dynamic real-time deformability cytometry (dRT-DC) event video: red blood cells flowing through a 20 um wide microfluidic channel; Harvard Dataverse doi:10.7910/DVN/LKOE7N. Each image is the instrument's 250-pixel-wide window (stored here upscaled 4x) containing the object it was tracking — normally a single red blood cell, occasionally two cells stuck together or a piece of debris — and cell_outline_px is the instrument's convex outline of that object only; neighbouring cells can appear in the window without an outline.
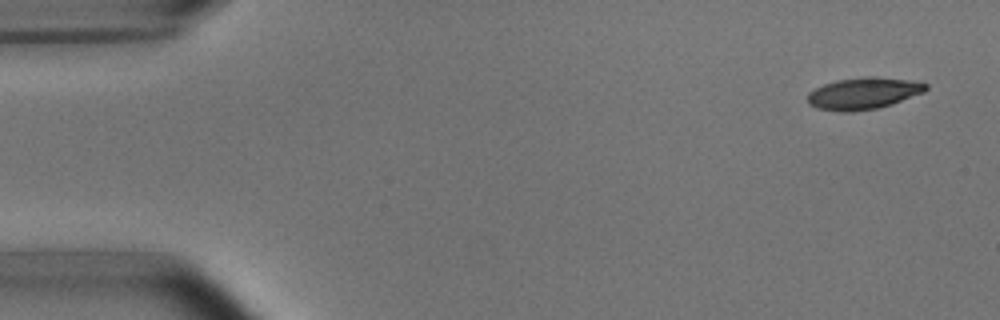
{"species": "common noctule bat (a hibernating species)", "species_latin": "Nyctalus noctula", "temperature_condition": "room temperature", "stored_images_in_passage": 12, "camera_frame_rate_fps": 3000, "um_per_image_px": 0.085, "animal": {"sex": "male", "body_mass_g": 15.6}, "frame": {"image": 1, "passage_image": 1, "time_ms": 0.0, "image_size_px": [1000, 320], "cell_outline_px": [[928, 88], [924, 92], [892, 104], [876, 108], [848, 112], [844, 112], [816, 108], [808, 104], [808, 92], [824, 84], [836, 80], [868, 76], [876, 76], [908, 80], [928, 84]], "centroid_in_image_um": [73.38, 7.93], "position_along_channel_um": 11.6, "area_um2": 21.79}}
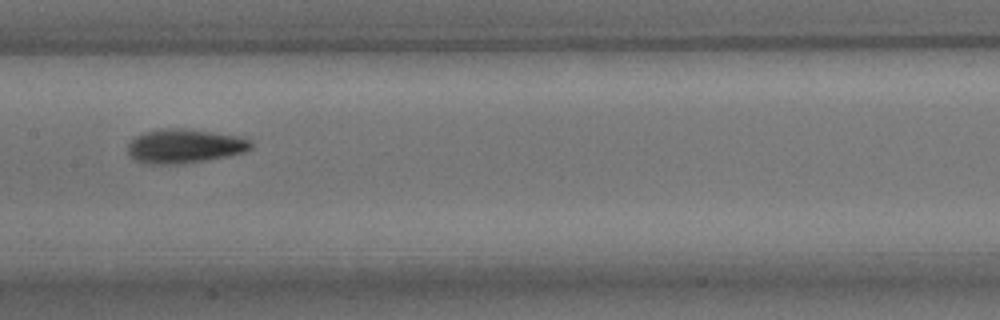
{"frame": {"image": 2, "passage_image": 7, "time_ms": 8.0, "image_size_px": [1000, 320], "cell_outline_px": [[252, 148], [244, 152], [228, 156], [180, 164], [144, 164], [128, 156], [128, 144], [136, 136], [144, 132], [160, 128], [184, 128], [236, 136], [252, 140]], "centroid_in_image_um": [15.65, 12.42], "position_along_channel_um": 191.7, "area_um2": 24.51}}
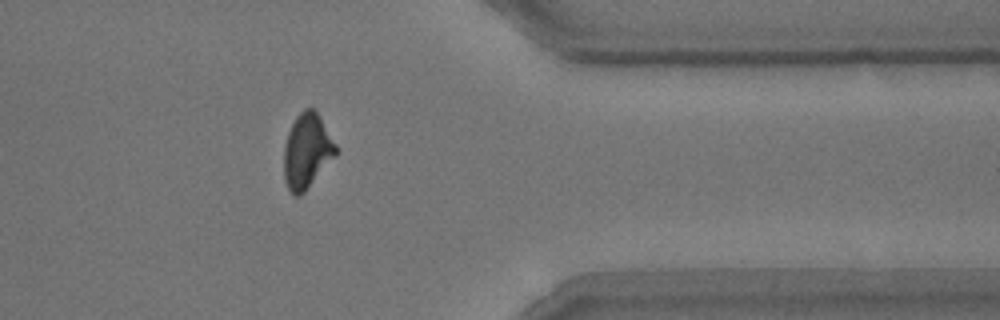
{"frame": {"image": 3, "passage_image": 12, "time_ms": 13.667, "image_size_px": [1000, 320], "cell_outline_px": [[340, 152], [304, 192], [300, 196], [292, 196], [284, 180], [284, 148], [288, 132], [296, 116], [304, 108], [312, 108], [320, 116], [336, 144]], "centroid_in_image_um": [26.11, 12.85], "position_along_channel_um": 385.3, "area_um2": 22.83}, "authors_computed_cell_mechanics": {"area_um2": 23.0333, "velocity_mm_per_s": 3.6759, "shape_relaxation_time_tau1_ms": 3.9961, "shape_relaxation_time_tau2_ms": null, "deformation_change_tau1": 0.1301, "deformation_change_tau2": null}}